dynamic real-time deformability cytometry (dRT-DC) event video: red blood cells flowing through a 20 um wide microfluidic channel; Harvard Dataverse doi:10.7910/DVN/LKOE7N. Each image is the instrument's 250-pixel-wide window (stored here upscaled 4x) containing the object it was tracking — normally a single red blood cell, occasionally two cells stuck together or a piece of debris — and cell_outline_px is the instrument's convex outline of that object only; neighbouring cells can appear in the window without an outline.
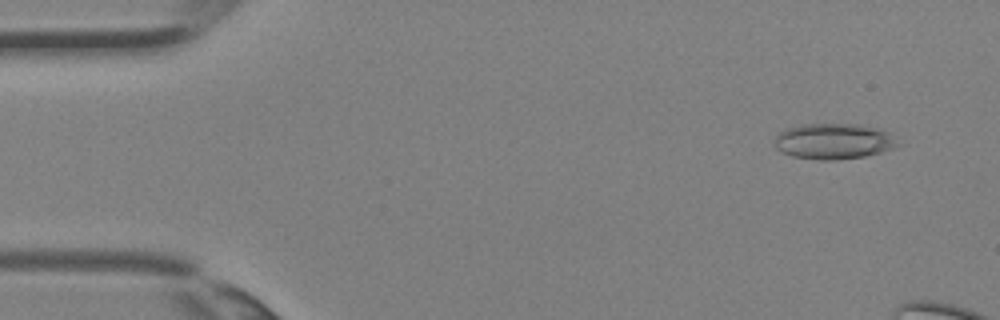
{"species": "Egyptian fruit bat (a non-hibernating species)", "species_latin": "Rousettus aegyptiacus", "temperature_condition": "room temperature", "stored_images_in_passage": 9, "camera_frame_rate_fps": 3000, "um_per_image_px": 0.085, "animal": {"sex": "female"}, "frame": {"image": 1, "passage_image": 3, "time_ms": 0.667, "image_size_px": [1000, 320], "cell_outline_px": [[900, 144], [896, 148], [864, 156], [836, 160], [820, 160], [792, 156], [780, 152], [772, 144], [776, 136], [780, 132], [788, 128], [804, 124], [860, 124], [876, 128], [888, 132]], "centroid_in_image_um": [70.84, 12.01], "position_along_channel_um": 14.2, "area_um2": 25.72}}